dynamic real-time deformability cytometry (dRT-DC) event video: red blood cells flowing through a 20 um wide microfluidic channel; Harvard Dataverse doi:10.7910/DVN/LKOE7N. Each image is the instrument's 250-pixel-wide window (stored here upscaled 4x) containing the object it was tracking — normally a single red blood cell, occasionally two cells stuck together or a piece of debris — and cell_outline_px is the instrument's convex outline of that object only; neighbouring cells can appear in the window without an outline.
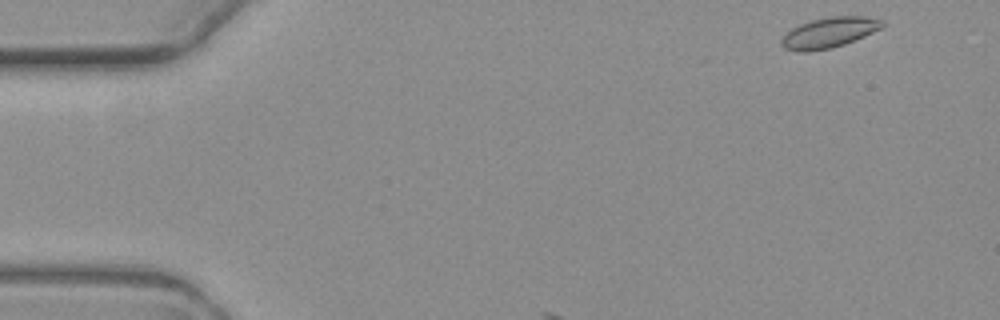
{"species": "common noctule bat (a hibernating species)", "species_latin": "Nyctalus noctula", "temperature_condition": "warm", "stored_images_in_passage": 4, "camera_frame_rate_fps": 3000, "um_per_image_px": 0.085, "animal": {"sex": "female", "body_mass_g": 19.3, "forearm_length_mm": 54.1}, "frame": {"image": 1, "passage_image": 1, "time_ms": 0.0, "image_size_px": [1000, 320], "cell_outline_px": [[884, 24], [880, 28], [856, 40], [832, 48], [808, 52], [800, 52], [784, 48], [780, 44], [780, 40], [792, 28], [800, 24], [812, 20], [832, 16], [864, 16], [884, 20]], "centroid_in_image_um": [70.46, 2.78], "position_along_channel_um": 14.5, "area_um2": 17.8}}